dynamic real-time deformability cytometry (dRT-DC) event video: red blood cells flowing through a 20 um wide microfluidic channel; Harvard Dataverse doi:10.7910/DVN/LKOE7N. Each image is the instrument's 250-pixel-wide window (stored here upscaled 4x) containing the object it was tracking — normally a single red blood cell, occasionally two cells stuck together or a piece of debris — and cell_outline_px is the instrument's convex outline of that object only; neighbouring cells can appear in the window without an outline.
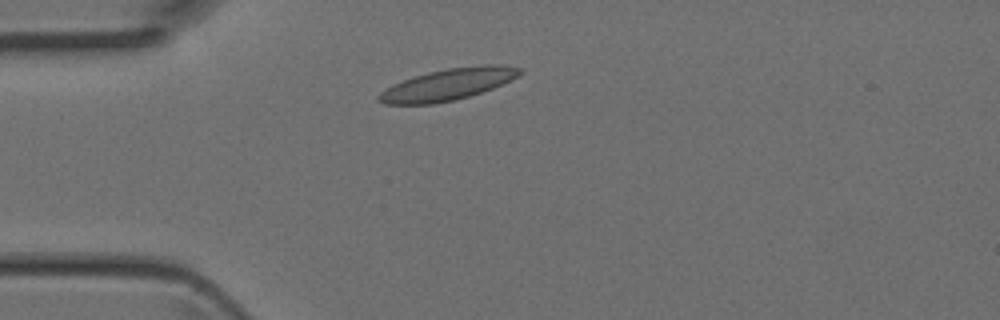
{"species": "Egyptian fruit bat (a non-hibernating species)", "species_latin": "Rousettus aegyptiacus", "temperature_condition": "room temperature", "stored_images_in_passage": 2, "camera_frame_rate_fps": 3000, "um_per_image_px": 0.085, "animal": {"sex": "female"}, "frame": {"image": 1, "passage_image": 1, "time_ms": 0.0, "image_size_px": [1000, 320], "cell_outline_px": [[524, 72], [492, 88], [468, 96], [452, 100], [432, 104], [384, 104], [376, 100], [376, 96], [380, 92], [392, 84], [428, 72], [448, 68], [484, 64], [500, 64], [524, 68]], "centroid_in_image_um": [38.05, 7.16], "position_along_channel_um": 46.9, "area_um2": 25.72}}